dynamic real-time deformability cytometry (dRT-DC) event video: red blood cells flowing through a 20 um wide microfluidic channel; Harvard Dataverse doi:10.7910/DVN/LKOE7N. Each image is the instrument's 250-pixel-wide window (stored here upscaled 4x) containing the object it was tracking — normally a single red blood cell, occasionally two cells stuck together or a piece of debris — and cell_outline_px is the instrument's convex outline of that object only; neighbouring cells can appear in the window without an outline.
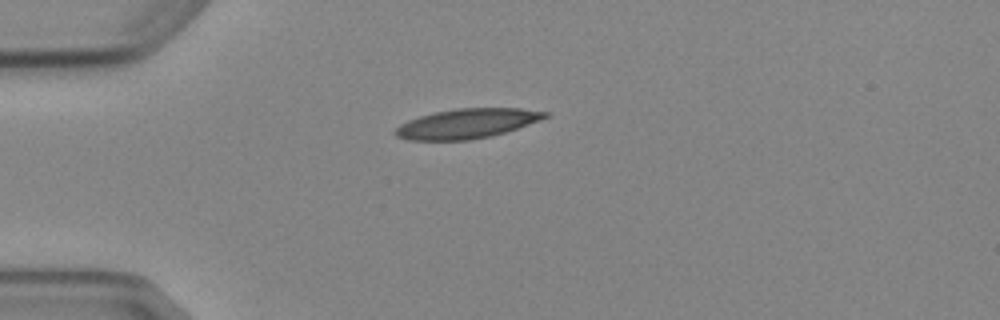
{"species": "Egyptian fruit bat (a non-hibernating species)", "species_latin": "Rousettus aegyptiacus", "temperature_condition": "cold", "stored_images_in_passage": 7, "camera_frame_rate_fps": 3000, "um_per_image_px": 0.085, "animal": {"sex": "female"}, "frame": {"image": 1, "passage_image": 1, "time_ms": 0.0, "image_size_px": [1000, 320], "cell_outline_px": [[548, 116], [540, 120], [492, 136], [468, 140], [408, 140], [396, 136], [392, 132], [400, 124], [408, 120], [420, 116], [436, 112], [456, 108], [520, 108], [548, 112]], "centroid_in_image_um": [39.66, 10.5], "position_along_channel_um": 45.3, "area_um2": 25.72}}
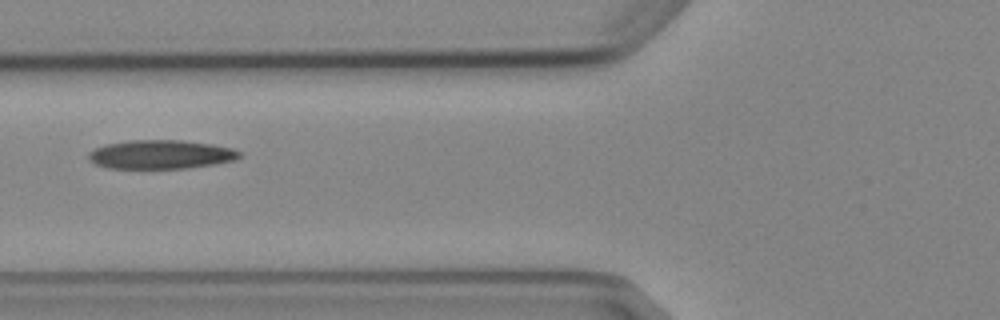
{"frame": {"image": 2, "passage_image": 3, "time_ms": 2.333, "image_size_px": [1000, 320], "cell_outline_px": [[240, 156], [236, 160], [188, 168], [108, 168], [96, 164], [88, 160], [88, 152], [104, 144], [128, 140], [180, 140], [212, 144], [232, 148], [240, 152]], "centroid_in_image_um": [13.64, 13.12], "position_along_channel_um": 112.2, "area_um2": 25.37}}